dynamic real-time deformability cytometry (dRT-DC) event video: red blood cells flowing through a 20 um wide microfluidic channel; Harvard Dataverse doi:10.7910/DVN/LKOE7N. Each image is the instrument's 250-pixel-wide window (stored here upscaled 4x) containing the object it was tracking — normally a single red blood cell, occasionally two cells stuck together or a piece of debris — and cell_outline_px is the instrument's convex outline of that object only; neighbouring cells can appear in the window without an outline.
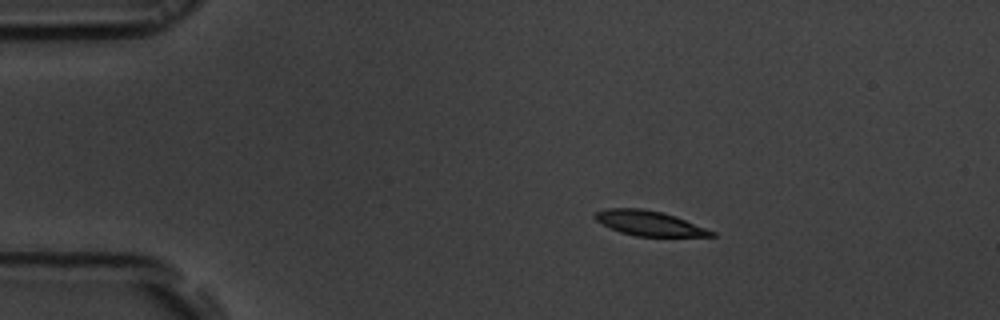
{"species": "common noctule bat (a hibernating species)", "species_latin": "Nyctalus noctula", "temperature_condition": "room temperature", "stored_images_in_passage": 46, "camera_frame_rate_fps": 3000, "um_per_image_px": 0.085, "animal": {"sex": "male", "body_mass_g": 19.5, "forearm_length_mm": 54.6}, "frame": {"image": 1, "passage_image": 1, "time_ms": 0.0, "image_size_px": [1000, 320], "cell_outline_px": [[716, 236], [636, 236], [620, 232], [596, 220], [592, 216], [596, 212], [608, 208], [640, 208], [660, 212], [676, 216], [716, 232]], "centroid_in_image_um": [55.19, 18.97], "position_along_channel_um": 29.8, "area_um2": 16.65}}
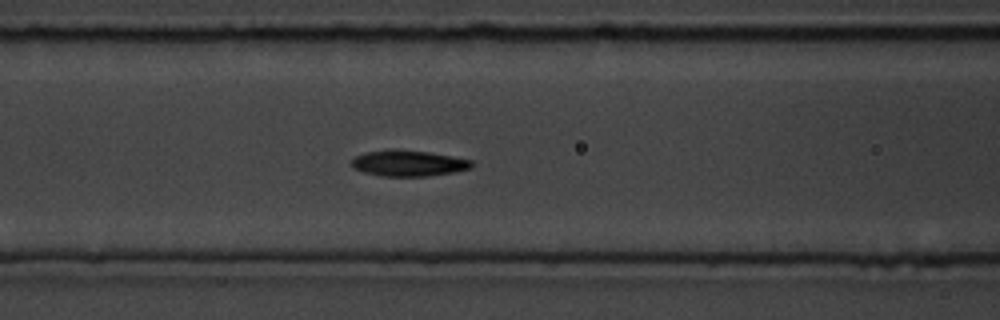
{"frame": {"image": 2, "passage_image": 14, "time_ms": 4.333, "image_size_px": [1000, 320], "cell_outline_px": [[476, 164], [472, 168], [452, 172], [428, 176], [380, 176], [364, 172], [352, 168], [348, 164], [356, 156], [364, 152], [392, 148], [396, 148], [428, 152], [452, 156], [472, 160]], "centroid_in_image_um": [34.69, 13.86], "position_along_channel_um": 131.9, "area_um2": 18.55}}
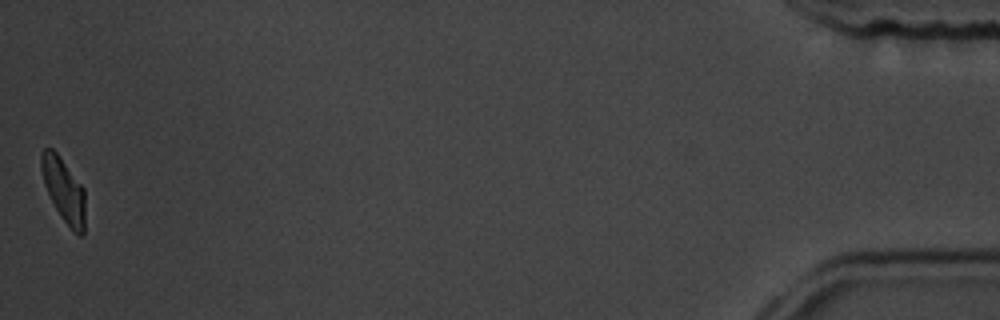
{"frame": {"image": 3, "passage_image": 46, "time_ms": 15.0, "image_size_px": [1000, 320], "cell_outline_px": [[84, 232], [80, 236], [72, 232], [56, 208], [44, 184], [40, 168], [40, 152], [44, 148], [52, 148], [56, 152], [84, 188]], "centroid_in_image_um": [5.4, 16.13], "position_along_channel_um": 429.8, "area_um2": 16.18}, "authors_computed_cell_mechanics": {"area_um2": 17.9758, "velocity_mm_per_s": 3.7016, "shape_relaxation_time_tau1_ms": 3.1209, "shape_relaxation_time_tau2_ms": 1.8962, "deformation_change_tau1": 0.1228, "deformation_change_tau2": 0.0716}}